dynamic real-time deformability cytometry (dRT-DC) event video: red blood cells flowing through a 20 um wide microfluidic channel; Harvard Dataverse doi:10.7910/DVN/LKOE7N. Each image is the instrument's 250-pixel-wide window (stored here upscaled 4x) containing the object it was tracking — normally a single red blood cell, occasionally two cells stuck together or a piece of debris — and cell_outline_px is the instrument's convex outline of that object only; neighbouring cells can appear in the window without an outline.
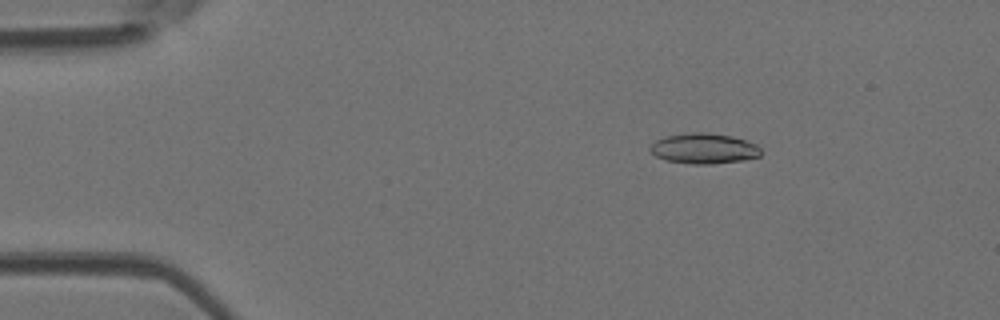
{"species": "Egyptian fruit bat (a non-hibernating species)", "species_latin": "Rousettus aegyptiacus", "temperature_condition": "room temperature", "stored_images_in_passage": 4, "camera_frame_rate_fps": 3000, "um_per_image_px": 0.085, "animal": {"sex": "female"}, "frame": {"image": 1, "passage_image": 2, "time_ms": 0.333, "image_size_px": [1000, 320], "cell_outline_px": [[760, 156], [744, 160], [712, 164], [692, 164], [664, 160], [656, 156], [648, 148], [656, 140], [668, 136], [692, 132], [708, 132], [732, 136], [756, 144], [760, 148]], "centroid_in_image_um": [59.83, 12.63], "position_along_channel_um": 25.2, "area_um2": 19.59}}
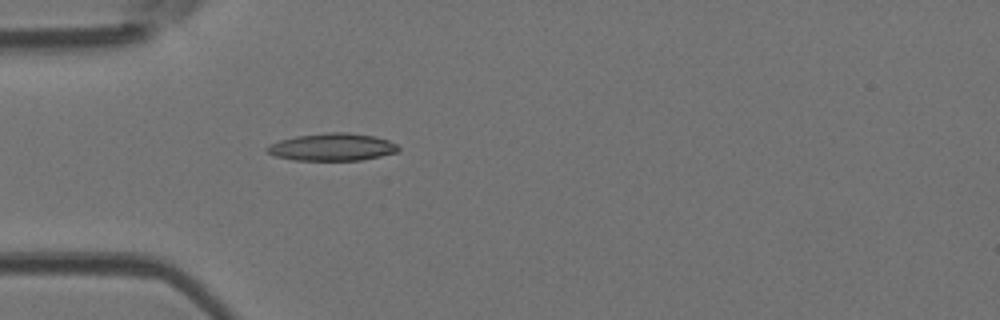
{"frame": {"image": 2, "passage_image": 4, "time_ms": 1.0, "image_size_px": [1000, 320], "cell_outline_px": [[400, 152], [360, 160], [292, 160], [276, 156], [268, 152], [264, 148], [280, 140], [296, 136], [328, 132], [348, 132], [372, 136], [388, 140], [396, 144], [400, 148]], "centroid_in_image_um": [28.26, 12.5], "position_along_channel_um": 56.7, "area_um2": 20.92}}